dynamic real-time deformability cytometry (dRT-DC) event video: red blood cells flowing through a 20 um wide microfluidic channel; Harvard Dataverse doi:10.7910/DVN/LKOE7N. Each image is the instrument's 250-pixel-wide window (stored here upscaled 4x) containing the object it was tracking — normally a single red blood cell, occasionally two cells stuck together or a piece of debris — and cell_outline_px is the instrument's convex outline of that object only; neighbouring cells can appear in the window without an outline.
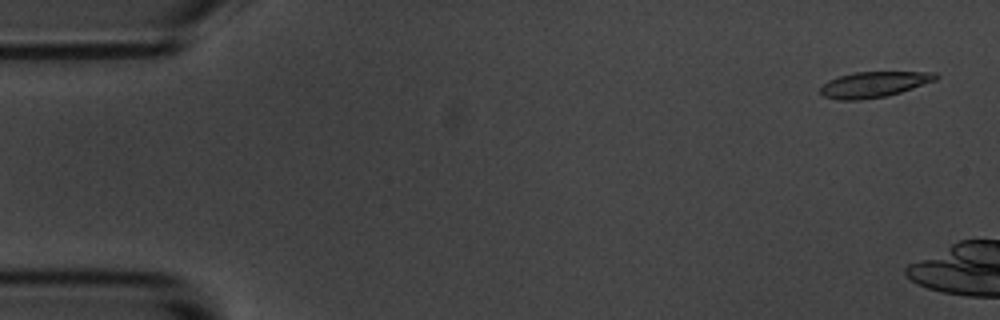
{"species": "common noctule bat (a hibernating species)", "species_latin": "Nyctalus noctula", "temperature_condition": "room temperature", "stored_images_in_passage": 3, "camera_frame_rate_fps": 3000, "um_per_image_px": 0.085, "animal": {"sex": "male", "body_mass_g": 20.1, "forearm_length_mm": 53.5}, "frame": {"image": 1, "passage_image": 1, "time_ms": 0.0, "image_size_px": [1000, 320], "cell_outline_px": [[940, 76], [936, 80], [900, 92], [884, 96], [860, 100], [840, 100], [824, 96], [820, 92], [820, 88], [828, 80], [840, 76], [856, 72], [936, 72]], "centroid_in_image_um": [74.29, 7.17], "position_along_channel_um": 10.7, "area_um2": 17.05}}